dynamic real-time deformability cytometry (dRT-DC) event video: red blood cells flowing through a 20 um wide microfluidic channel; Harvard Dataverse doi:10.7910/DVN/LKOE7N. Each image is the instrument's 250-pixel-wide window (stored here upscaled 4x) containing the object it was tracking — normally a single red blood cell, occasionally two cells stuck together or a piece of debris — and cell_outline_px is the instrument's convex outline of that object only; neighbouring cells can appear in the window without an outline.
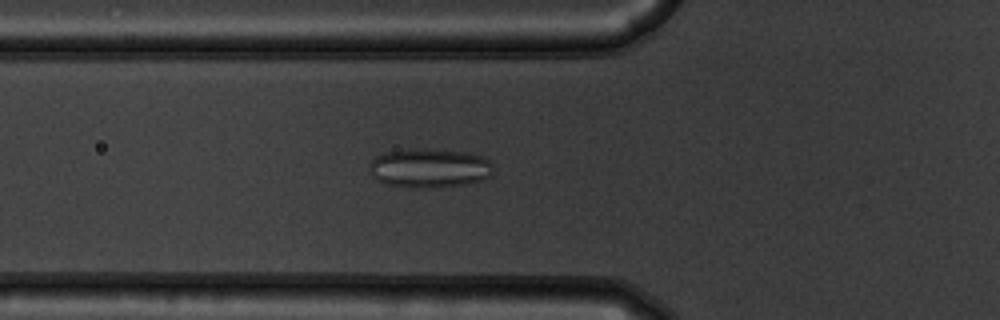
{"species": "common noctule bat (a hibernating species)", "species_latin": "Nyctalus noctula", "temperature_condition": "warm", "stored_images_in_passage": 49, "camera_frame_rate_fps": 3000, "um_per_image_px": 0.085, "animal": {"sex": "male", "body_mass_g": 19.5, "forearm_length_mm": 54.6}, "frame": {"image": 1, "passage_image": 15, "time_ms": 4.667, "image_size_px": [1000, 320], "cell_outline_px": [[492, 176], [484, 180], [468, 184], [440, 188], [412, 188], [384, 184], [376, 180], [368, 172], [368, 164], [376, 156], [384, 152], [404, 148], [412, 148], [472, 152], [484, 156], [488, 160], [492, 168]], "centroid_in_image_um": [36.48, 14.29], "position_along_channel_um": 89.3, "area_um2": 29.25}}
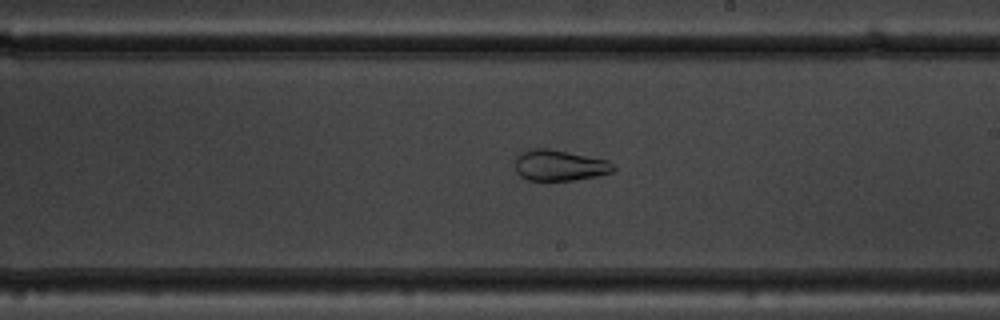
{"frame": {"image": 2, "passage_image": 27, "time_ms": 8.667, "image_size_px": [1000, 320], "cell_outline_px": [[616, 168], [612, 172], [596, 176], [572, 180], [528, 180], [520, 176], [516, 172], [516, 156], [520, 152], [528, 148], [548, 148], [608, 160]], "centroid_in_image_um": [47.52, 14.04], "position_along_channel_um": 241.5, "area_um2": 17.69}}
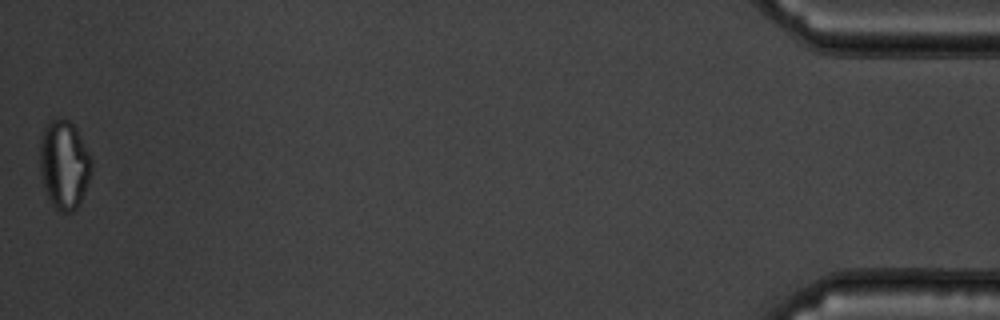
{"frame": {"image": 3, "passage_image": 49, "time_ms": 16.0, "image_size_px": [1000, 320], "cell_outline_px": [[92, 172], [88, 184], [76, 208], [72, 212], [60, 212], [52, 204], [44, 188], [40, 172], [40, 140], [44, 128], [52, 120], [60, 116], [68, 120], [76, 128], [92, 160]], "centroid_in_image_um": [5.45, 13.98], "position_along_channel_um": 429.7, "area_um2": 26.65}, "authors_computed_cell_mechanics": {"area_um2": 24.6806, "velocity_mm_per_s": 3.8007, "shape_relaxation_time_tau1_ms": null, "shape_relaxation_time_tau2_ms": 1.8263, "deformation_change_tau1": null, "deformation_change_tau2": 0.094}}